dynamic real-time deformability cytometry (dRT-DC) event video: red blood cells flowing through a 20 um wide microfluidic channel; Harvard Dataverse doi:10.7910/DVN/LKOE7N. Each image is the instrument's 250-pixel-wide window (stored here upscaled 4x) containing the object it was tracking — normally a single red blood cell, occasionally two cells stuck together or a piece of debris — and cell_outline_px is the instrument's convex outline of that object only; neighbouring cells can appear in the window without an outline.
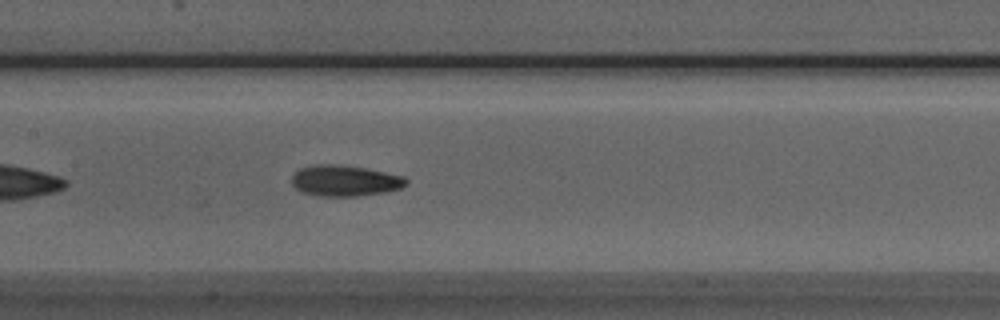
{"species": "Egyptian fruit bat (a non-hibernating species)", "species_latin": "Rousettus aegyptiacus", "temperature_condition": "room temperature", "stored_images_in_passage": 30, "camera_frame_rate_fps": 3000, "um_per_image_px": 0.085, "animal": {"sex": "male"}, "frame": {"image": 1, "passage_image": 12, "time_ms": 3.667, "image_size_px": [1000, 320], "cell_outline_px": [[408, 184], [400, 188], [388, 192], [360, 196], [320, 196], [300, 192], [292, 184], [292, 176], [300, 168], [312, 164], [336, 164], [364, 168], [404, 176], [408, 180]], "centroid_in_image_um": [29.32, 15.36], "position_along_channel_um": 178.1, "area_um2": 20.81}}
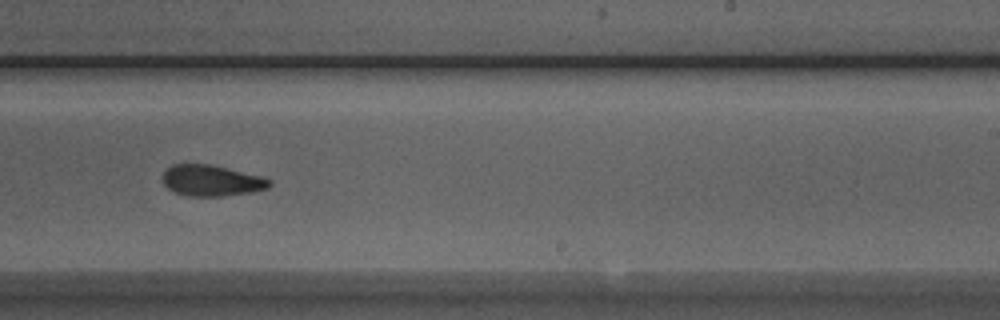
{"frame": {"image": 2, "passage_image": 19, "time_ms": 6.0, "image_size_px": [1000, 320], "cell_outline_px": [[272, 184], [268, 188], [252, 192], [220, 196], [188, 196], [172, 192], [164, 184], [164, 172], [172, 164], [208, 164], [264, 176], [272, 180]], "centroid_in_image_um": [18.01, 15.35], "position_along_channel_um": 271.0, "area_um2": 19.36}}
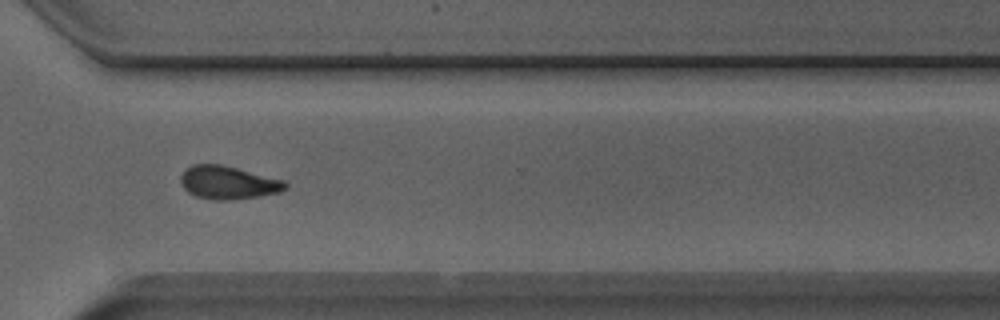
{"frame": {"image": 3, "passage_image": 25, "time_ms": 8.0, "image_size_px": [1000, 320], "cell_outline_px": [[288, 188], [280, 192], [232, 200], [212, 200], [196, 196], [188, 192], [180, 184], [180, 176], [184, 168], [192, 164], [220, 164], [284, 180], [288, 184]], "centroid_in_image_um": [19.35, 15.51], "position_along_channel_um": 351.3, "area_um2": 20.29}, "authors_computed_cell_mechanics": {"area_um2": 20.0566, "velocity_mm_per_s": 4.0057, "shape_relaxation_time_tau1_ms": 4.7902, "shape_relaxation_time_tau2_ms": 4.544, "deformation_change_tau1": 0.1154, "deformation_change_tau2": 0.1192}}